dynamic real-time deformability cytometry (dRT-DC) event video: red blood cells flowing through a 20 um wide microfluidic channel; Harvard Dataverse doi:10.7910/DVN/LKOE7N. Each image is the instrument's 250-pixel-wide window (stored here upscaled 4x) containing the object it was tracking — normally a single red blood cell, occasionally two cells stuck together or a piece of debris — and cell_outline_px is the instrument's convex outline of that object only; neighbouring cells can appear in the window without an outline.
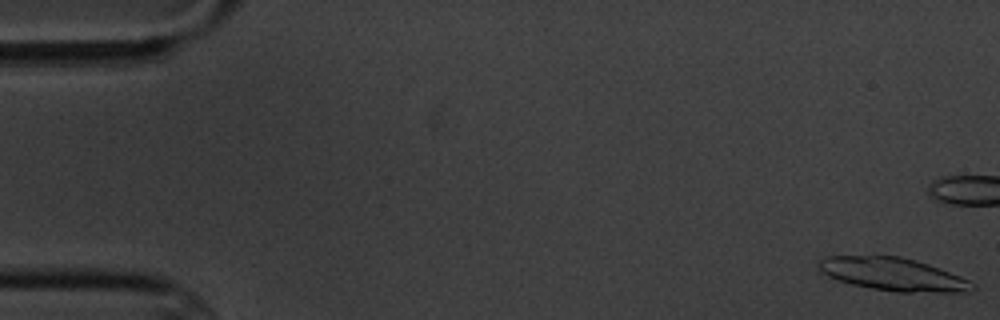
{"species": "common noctule bat (a hibernating species)", "species_latin": "Nyctalus noctula", "temperature_condition": "cold", "stored_images_in_passage": 11, "camera_frame_rate_fps": 3000, "um_per_image_px": 0.085, "animal": {"sex": "male", "body_mass_g": 20.1, "forearm_length_mm": 53.5}, "frame": {"image": 1, "passage_image": 1, "time_ms": 0.0, "image_size_px": [1000, 320], "cell_outline_px": [[976, 288], [968, 292], [896, 292], [872, 288], [852, 284], [828, 276], [820, 272], [816, 264], [824, 256], [900, 256], [916, 260], [928, 264], [960, 276], [976, 284]], "centroid_in_image_um": [75.91, 23.31], "position_along_channel_um": 9.1, "area_um2": 29.48}}
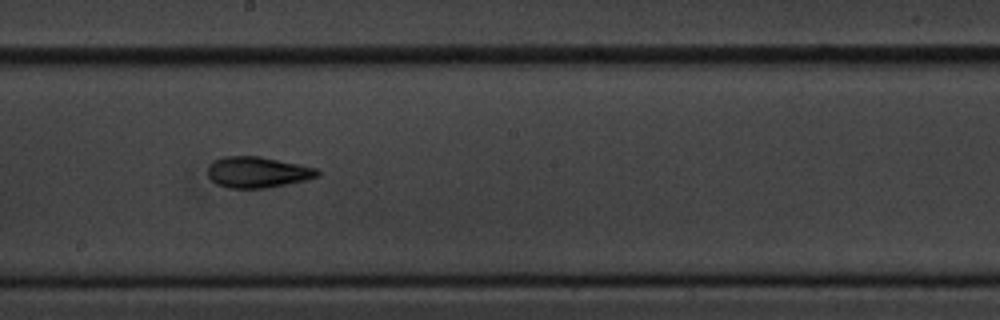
{"frame": {"image": 2, "passage_image": 10, "time_ms": 11.333, "image_size_px": [1000, 320], "cell_outline_px": [[320, 176], [304, 180], [264, 188], [228, 188], [216, 184], [208, 176], [208, 168], [216, 160], [224, 156], [260, 156], [320, 168]], "centroid_in_image_um": [21.93, 14.63], "position_along_channel_um": 226.3, "area_um2": 19.77}}
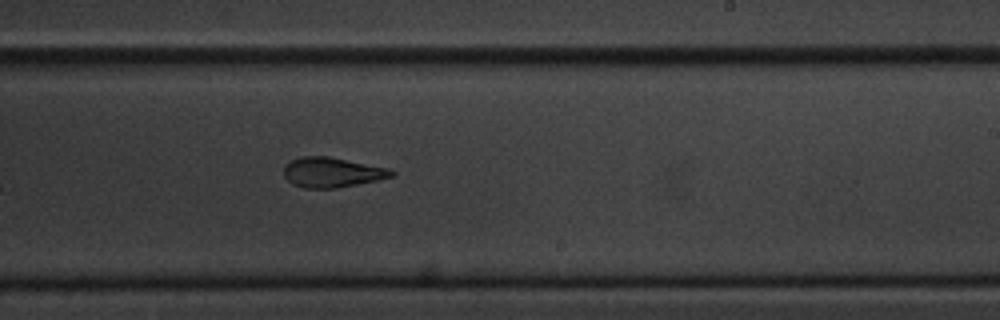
{"frame": {"image": 3, "passage_image": 11, "time_ms": 12.333, "image_size_px": [1000, 320], "cell_outline_px": [[396, 172], [392, 176], [380, 180], [336, 188], [304, 188], [292, 184], [284, 176], [284, 168], [292, 160], [300, 156], [328, 156], [388, 168]], "centroid_in_image_um": [28.23, 14.65], "position_along_channel_um": 260.8, "area_um2": 18.73}}